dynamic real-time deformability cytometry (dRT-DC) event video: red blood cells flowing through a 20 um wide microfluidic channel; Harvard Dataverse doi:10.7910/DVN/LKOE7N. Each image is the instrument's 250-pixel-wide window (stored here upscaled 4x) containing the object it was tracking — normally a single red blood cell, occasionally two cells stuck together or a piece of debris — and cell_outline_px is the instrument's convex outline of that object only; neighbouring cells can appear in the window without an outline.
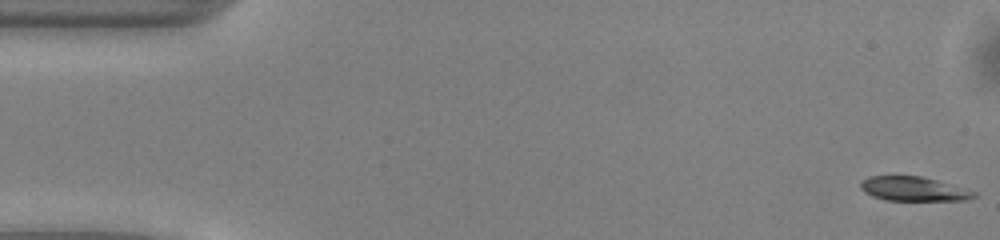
{"species": "common noctule bat (a hibernating species)", "species_latin": "Nyctalus noctula", "temperature_condition": "warm", "stored_images_in_passage": 50, "camera_frame_rate_fps": 3000, "um_per_image_px": 0.085, "animal": {"sex": "male", "body_mass_g": 13.0, "forearm_length_mm": 53.1}, "frame": {"image": 1, "passage_image": 1, "time_ms": 0.0, "image_size_px": [1000, 240], "cell_outline_px": [[976, 196], [964, 200], [884, 200], [872, 196], [864, 192], [860, 188], [860, 184], [868, 176], [920, 176], [936, 180], [976, 192]], "centroid_in_image_um": [77.6, 16.06], "position_along_channel_um": 7.4, "area_um2": 15.78}}
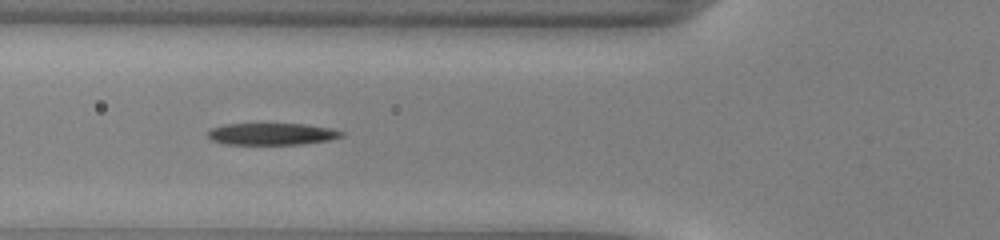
{"frame": {"image": 2, "passage_image": 18, "time_ms": 5.667, "image_size_px": [1000, 240], "cell_outline_px": [[344, 136], [328, 140], [300, 144], [224, 144], [212, 140], [208, 136], [208, 132], [212, 128], [224, 124], [304, 124], [332, 128], [344, 132]], "centroid_in_image_um": [23.12, 11.38], "position_along_channel_um": 102.7, "area_um2": 16.94}}
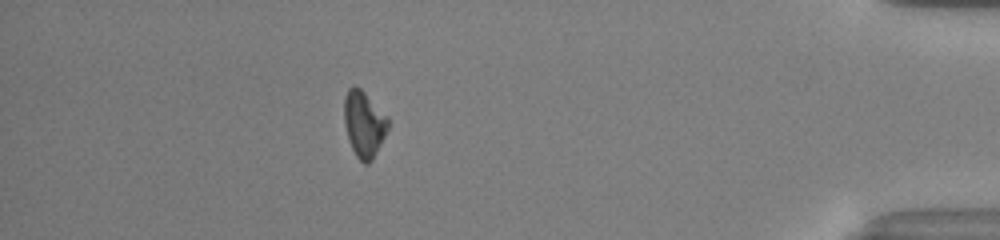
{"frame": {"image": 3, "passage_image": 44, "time_ms": 14.333, "image_size_px": [1000, 240], "cell_outline_px": [[388, 128], [372, 160], [368, 164], [364, 164], [356, 156], [348, 140], [344, 124], [344, 96], [348, 88], [352, 84], [360, 88], [388, 116]], "centroid_in_image_um": [30.91, 10.52], "position_along_channel_um": 404.3, "area_um2": 16.94}, "authors_computed_cell_mechanics": {"area_um2": 17.4267, "velocity_mm_per_s": 4.097, "shape_relaxation_time_tau1_ms": 3.7379, "shape_relaxation_time_tau2_ms": null, "deformation_change_tau1": 0.1391, "deformation_change_tau2": null}}